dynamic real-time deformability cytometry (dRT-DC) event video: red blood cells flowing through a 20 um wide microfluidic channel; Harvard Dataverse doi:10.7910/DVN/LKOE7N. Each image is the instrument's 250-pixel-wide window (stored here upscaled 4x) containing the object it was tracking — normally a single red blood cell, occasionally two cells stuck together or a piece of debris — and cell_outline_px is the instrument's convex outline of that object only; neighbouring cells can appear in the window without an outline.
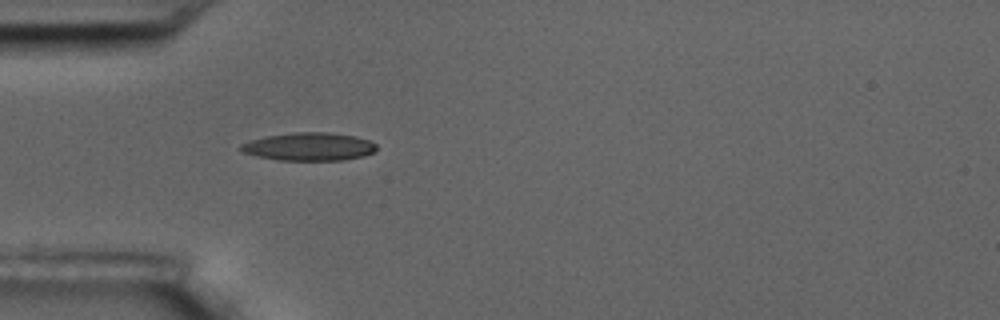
{"species": "common noctule bat (a hibernating species)", "species_latin": "Nyctalus noctula", "temperature_condition": "room temperature", "stored_images_in_passage": 1, "camera_frame_rate_fps": 3000, "um_per_image_px": 0.085, "animal": {"sex": "male", "body_mass_g": 17.5, "forearm_length_mm": 52.3}, "frame": {"image": 1, "passage_image": 1, "time_ms": 0.0, "image_size_px": [1000, 320], "cell_outline_px": [[376, 152], [364, 156], [344, 160], [280, 160], [256, 156], [244, 152], [240, 148], [240, 144], [264, 136], [296, 132], [328, 132], [356, 136], [368, 140], [376, 144]], "centroid_in_image_um": [26.31, 12.46], "position_along_channel_um": 58.7, "area_um2": 22.2}}